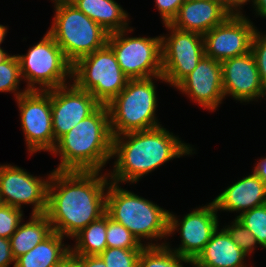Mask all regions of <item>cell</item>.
I'll return each instance as SVG.
<instances>
[{
  "instance_id": "obj_1",
  "label": "cell",
  "mask_w": 266,
  "mask_h": 267,
  "mask_svg": "<svg viewBox=\"0 0 266 267\" xmlns=\"http://www.w3.org/2000/svg\"><path fill=\"white\" fill-rule=\"evenodd\" d=\"M100 173L52 170L45 214L53 231L71 238L106 213L110 180Z\"/></svg>"
},
{
  "instance_id": "obj_2",
  "label": "cell",
  "mask_w": 266,
  "mask_h": 267,
  "mask_svg": "<svg viewBox=\"0 0 266 267\" xmlns=\"http://www.w3.org/2000/svg\"><path fill=\"white\" fill-rule=\"evenodd\" d=\"M123 136V137H122ZM193 148L166 128L127 132L113 137V172L107 173L114 183H137L144 175L164 163L191 155Z\"/></svg>"
},
{
  "instance_id": "obj_3",
  "label": "cell",
  "mask_w": 266,
  "mask_h": 267,
  "mask_svg": "<svg viewBox=\"0 0 266 267\" xmlns=\"http://www.w3.org/2000/svg\"><path fill=\"white\" fill-rule=\"evenodd\" d=\"M113 136L107 105H100L60 137L52 154L61 157L55 171H102L112 157Z\"/></svg>"
},
{
  "instance_id": "obj_4",
  "label": "cell",
  "mask_w": 266,
  "mask_h": 267,
  "mask_svg": "<svg viewBox=\"0 0 266 267\" xmlns=\"http://www.w3.org/2000/svg\"><path fill=\"white\" fill-rule=\"evenodd\" d=\"M118 183L109 182L106 195V213L115 222L122 224L141 242L150 240L146 246H162L165 243H152V240L168 236L169 211L121 188Z\"/></svg>"
},
{
  "instance_id": "obj_5",
  "label": "cell",
  "mask_w": 266,
  "mask_h": 267,
  "mask_svg": "<svg viewBox=\"0 0 266 267\" xmlns=\"http://www.w3.org/2000/svg\"><path fill=\"white\" fill-rule=\"evenodd\" d=\"M156 94L152 77L129 79L125 88L107 104L112 136L161 126L155 117Z\"/></svg>"
},
{
  "instance_id": "obj_6",
  "label": "cell",
  "mask_w": 266,
  "mask_h": 267,
  "mask_svg": "<svg viewBox=\"0 0 266 267\" xmlns=\"http://www.w3.org/2000/svg\"><path fill=\"white\" fill-rule=\"evenodd\" d=\"M54 8V22L48 33L72 65L107 44L109 33L74 4H60Z\"/></svg>"
},
{
  "instance_id": "obj_7",
  "label": "cell",
  "mask_w": 266,
  "mask_h": 267,
  "mask_svg": "<svg viewBox=\"0 0 266 267\" xmlns=\"http://www.w3.org/2000/svg\"><path fill=\"white\" fill-rule=\"evenodd\" d=\"M72 79V83L89 92L101 105L109 104L129 80L108 44L78 59L72 65Z\"/></svg>"
},
{
  "instance_id": "obj_8",
  "label": "cell",
  "mask_w": 266,
  "mask_h": 267,
  "mask_svg": "<svg viewBox=\"0 0 266 267\" xmlns=\"http://www.w3.org/2000/svg\"><path fill=\"white\" fill-rule=\"evenodd\" d=\"M41 39L29 48L26 55H17L27 90L55 89L66 85L68 77L72 78V64L53 37L47 32Z\"/></svg>"
},
{
  "instance_id": "obj_9",
  "label": "cell",
  "mask_w": 266,
  "mask_h": 267,
  "mask_svg": "<svg viewBox=\"0 0 266 267\" xmlns=\"http://www.w3.org/2000/svg\"><path fill=\"white\" fill-rule=\"evenodd\" d=\"M129 28L108 36L107 44L115 53L118 64L129 79L153 78L165 81L162 76V38L127 37Z\"/></svg>"
},
{
  "instance_id": "obj_10",
  "label": "cell",
  "mask_w": 266,
  "mask_h": 267,
  "mask_svg": "<svg viewBox=\"0 0 266 267\" xmlns=\"http://www.w3.org/2000/svg\"><path fill=\"white\" fill-rule=\"evenodd\" d=\"M171 32L162 38V76L176 87L205 56L203 35L163 24Z\"/></svg>"
},
{
  "instance_id": "obj_11",
  "label": "cell",
  "mask_w": 266,
  "mask_h": 267,
  "mask_svg": "<svg viewBox=\"0 0 266 267\" xmlns=\"http://www.w3.org/2000/svg\"><path fill=\"white\" fill-rule=\"evenodd\" d=\"M20 110V120L30 154L41 150L52 152L54 133L50 90H28L15 99Z\"/></svg>"
},
{
  "instance_id": "obj_12",
  "label": "cell",
  "mask_w": 266,
  "mask_h": 267,
  "mask_svg": "<svg viewBox=\"0 0 266 267\" xmlns=\"http://www.w3.org/2000/svg\"><path fill=\"white\" fill-rule=\"evenodd\" d=\"M217 212L213 201L207 206L194 209L185 215L181 221L169 212L168 237L176 230L177 232L180 230L181 235V244L178 248L171 250L192 262L210 241L212 234L219 228Z\"/></svg>"
},
{
  "instance_id": "obj_13",
  "label": "cell",
  "mask_w": 266,
  "mask_h": 267,
  "mask_svg": "<svg viewBox=\"0 0 266 267\" xmlns=\"http://www.w3.org/2000/svg\"><path fill=\"white\" fill-rule=\"evenodd\" d=\"M50 175L45 180L20 167L0 164V195L9 206L22 209L23 204H31V214H45Z\"/></svg>"
},
{
  "instance_id": "obj_14",
  "label": "cell",
  "mask_w": 266,
  "mask_h": 267,
  "mask_svg": "<svg viewBox=\"0 0 266 267\" xmlns=\"http://www.w3.org/2000/svg\"><path fill=\"white\" fill-rule=\"evenodd\" d=\"M258 29L247 17L230 15L223 23L203 35L205 56L222 62L251 51Z\"/></svg>"
},
{
  "instance_id": "obj_15",
  "label": "cell",
  "mask_w": 266,
  "mask_h": 267,
  "mask_svg": "<svg viewBox=\"0 0 266 267\" xmlns=\"http://www.w3.org/2000/svg\"><path fill=\"white\" fill-rule=\"evenodd\" d=\"M54 147L56 141L91 115L101 104L74 83L50 90Z\"/></svg>"
},
{
  "instance_id": "obj_16",
  "label": "cell",
  "mask_w": 266,
  "mask_h": 267,
  "mask_svg": "<svg viewBox=\"0 0 266 267\" xmlns=\"http://www.w3.org/2000/svg\"><path fill=\"white\" fill-rule=\"evenodd\" d=\"M222 85L225 96L235 100L250 102L266 95L253 53L226 59L221 62Z\"/></svg>"
},
{
  "instance_id": "obj_17",
  "label": "cell",
  "mask_w": 266,
  "mask_h": 267,
  "mask_svg": "<svg viewBox=\"0 0 266 267\" xmlns=\"http://www.w3.org/2000/svg\"><path fill=\"white\" fill-rule=\"evenodd\" d=\"M176 88L204 109L216 110L225 98L221 62L204 56Z\"/></svg>"
},
{
  "instance_id": "obj_18",
  "label": "cell",
  "mask_w": 266,
  "mask_h": 267,
  "mask_svg": "<svg viewBox=\"0 0 266 267\" xmlns=\"http://www.w3.org/2000/svg\"><path fill=\"white\" fill-rule=\"evenodd\" d=\"M229 16L218 0H186L170 25L182 31L204 35Z\"/></svg>"
},
{
  "instance_id": "obj_19",
  "label": "cell",
  "mask_w": 266,
  "mask_h": 267,
  "mask_svg": "<svg viewBox=\"0 0 266 267\" xmlns=\"http://www.w3.org/2000/svg\"><path fill=\"white\" fill-rule=\"evenodd\" d=\"M216 210L241 212L266 204V185L254 173L228 186L213 200Z\"/></svg>"
},
{
  "instance_id": "obj_20",
  "label": "cell",
  "mask_w": 266,
  "mask_h": 267,
  "mask_svg": "<svg viewBox=\"0 0 266 267\" xmlns=\"http://www.w3.org/2000/svg\"><path fill=\"white\" fill-rule=\"evenodd\" d=\"M219 230L217 228L212 234L210 241L191 265L193 267H247L244 262L247 255L223 228Z\"/></svg>"
},
{
  "instance_id": "obj_21",
  "label": "cell",
  "mask_w": 266,
  "mask_h": 267,
  "mask_svg": "<svg viewBox=\"0 0 266 267\" xmlns=\"http://www.w3.org/2000/svg\"><path fill=\"white\" fill-rule=\"evenodd\" d=\"M72 4L109 34L129 29L128 13L114 0H75Z\"/></svg>"
},
{
  "instance_id": "obj_22",
  "label": "cell",
  "mask_w": 266,
  "mask_h": 267,
  "mask_svg": "<svg viewBox=\"0 0 266 267\" xmlns=\"http://www.w3.org/2000/svg\"><path fill=\"white\" fill-rule=\"evenodd\" d=\"M64 237L52 231L32 250L18 257L14 267H53L70 254V245L63 242Z\"/></svg>"
},
{
  "instance_id": "obj_23",
  "label": "cell",
  "mask_w": 266,
  "mask_h": 267,
  "mask_svg": "<svg viewBox=\"0 0 266 267\" xmlns=\"http://www.w3.org/2000/svg\"><path fill=\"white\" fill-rule=\"evenodd\" d=\"M30 221L20 223L10 237V245L14 259L32 250L53 230L46 214H32Z\"/></svg>"
},
{
  "instance_id": "obj_24",
  "label": "cell",
  "mask_w": 266,
  "mask_h": 267,
  "mask_svg": "<svg viewBox=\"0 0 266 267\" xmlns=\"http://www.w3.org/2000/svg\"><path fill=\"white\" fill-rule=\"evenodd\" d=\"M72 238L76 240L74 248H70L73 255H100L107 248L106 213Z\"/></svg>"
},
{
  "instance_id": "obj_25",
  "label": "cell",
  "mask_w": 266,
  "mask_h": 267,
  "mask_svg": "<svg viewBox=\"0 0 266 267\" xmlns=\"http://www.w3.org/2000/svg\"><path fill=\"white\" fill-rule=\"evenodd\" d=\"M168 243L162 246H145L140 253L138 267H183L191 264L187 258L179 256Z\"/></svg>"
},
{
  "instance_id": "obj_26",
  "label": "cell",
  "mask_w": 266,
  "mask_h": 267,
  "mask_svg": "<svg viewBox=\"0 0 266 267\" xmlns=\"http://www.w3.org/2000/svg\"><path fill=\"white\" fill-rule=\"evenodd\" d=\"M106 243L107 248L143 249L146 245L140 243L137 238L122 224L115 222L106 213Z\"/></svg>"
},
{
  "instance_id": "obj_27",
  "label": "cell",
  "mask_w": 266,
  "mask_h": 267,
  "mask_svg": "<svg viewBox=\"0 0 266 267\" xmlns=\"http://www.w3.org/2000/svg\"><path fill=\"white\" fill-rule=\"evenodd\" d=\"M20 65L17 55H10L5 61L0 63V92H12L15 98L24 94L28 90H19L21 80Z\"/></svg>"
},
{
  "instance_id": "obj_28",
  "label": "cell",
  "mask_w": 266,
  "mask_h": 267,
  "mask_svg": "<svg viewBox=\"0 0 266 267\" xmlns=\"http://www.w3.org/2000/svg\"><path fill=\"white\" fill-rule=\"evenodd\" d=\"M257 238L258 245L266 249V204L235 217Z\"/></svg>"
},
{
  "instance_id": "obj_29",
  "label": "cell",
  "mask_w": 266,
  "mask_h": 267,
  "mask_svg": "<svg viewBox=\"0 0 266 267\" xmlns=\"http://www.w3.org/2000/svg\"><path fill=\"white\" fill-rule=\"evenodd\" d=\"M142 249L106 248L100 257L107 267H138Z\"/></svg>"
},
{
  "instance_id": "obj_30",
  "label": "cell",
  "mask_w": 266,
  "mask_h": 267,
  "mask_svg": "<svg viewBox=\"0 0 266 267\" xmlns=\"http://www.w3.org/2000/svg\"><path fill=\"white\" fill-rule=\"evenodd\" d=\"M223 229L247 256L255 250L257 238L236 218Z\"/></svg>"
},
{
  "instance_id": "obj_31",
  "label": "cell",
  "mask_w": 266,
  "mask_h": 267,
  "mask_svg": "<svg viewBox=\"0 0 266 267\" xmlns=\"http://www.w3.org/2000/svg\"><path fill=\"white\" fill-rule=\"evenodd\" d=\"M20 208L5 204L0 208V237L10 239L23 220Z\"/></svg>"
},
{
  "instance_id": "obj_32",
  "label": "cell",
  "mask_w": 266,
  "mask_h": 267,
  "mask_svg": "<svg viewBox=\"0 0 266 267\" xmlns=\"http://www.w3.org/2000/svg\"><path fill=\"white\" fill-rule=\"evenodd\" d=\"M251 52L256 61L262 85L266 89V34L257 30L253 36Z\"/></svg>"
},
{
  "instance_id": "obj_33",
  "label": "cell",
  "mask_w": 266,
  "mask_h": 267,
  "mask_svg": "<svg viewBox=\"0 0 266 267\" xmlns=\"http://www.w3.org/2000/svg\"><path fill=\"white\" fill-rule=\"evenodd\" d=\"M186 0H155L156 7L164 24H170Z\"/></svg>"
},
{
  "instance_id": "obj_34",
  "label": "cell",
  "mask_w": 266,
  "mask_h": 267,
  "mask_svg": "<svg viewBox=\"0 0 266 267\" xmlns=\"http://www.w3.org/2000/svg\"><path fill=\"white\" fill-rule=\"evenodd\" d=\"M11 263L14 264V267L15 259L12 254L10 239L0 237V267H9Z\"/></svg>"
},
{
  "instance_id": "obj_35",
  "label": "cell",
  "mask_w": 266,
  "mask_h": 267,
  "mask_svg": "<svg viewBox=\"0 0 266 267\" xmlns=\"http://www.w3.org/2000/svg\"><path fill=\"white\" fill-rule=\"evenodd\" d=\"M77 267H107L100 255H76Z\"/></svg>"
},
{
  "instance_id": "obj_36",
  "label": "cell",
  "mask_w": 266,
  "mask_h": 267,
  "mask_svg": "<svg viewBox=\"0 0 266 267\" xmlns=\"http://www.w3.org/2000/svg\"><path fill=\"white\" fill-rule=\"evenodd\" d=\"M223 8L232 16H241L242 5H245L250 0H218ZM245 3V4H244Z\"/></svg>"
},
{
  "instance_id": "obj_37",
  "label": "cell",
  "mask_w": 266,
  "mask_h": 267,
  "mask_svg": "<svg viewBox=\"0 0 266 267\" xmlns=\"http://www.w3.org/2000/svg\"><path fill=\"white\" fill-rule=\"evenodd\" d=\"M254 174H256L266 185V157L261 158L257 165L254 167Z\"/></svg>"
},
{
  "instance_id": "obj_38",
  "label": "cell",
  "mask_w": 266,
  "mask_h": 267,
  "mask_svg": "<svg viewBox=\"0 0 266 267\" xmlns=\"http://www.w3.org/2000/svg\"><path fill=\"white\" fill-rule=\"evenodd\" d=\"M53 267H77L76 255L70 253L60 263L54 265Z\"/></svg>"
},
{
  "instance_id": "obj_39",
  "label": "cell",
  "mask_w": 266,
  "mask_h": 267,
  "mask_svg": "<svg viewBox=\"0 0 266 267\" xmlns=\"http://www.w3.org/2000/svg\"><path fill=\"white\" fill-rule=\"evenodd\" d=\"M256 13L266 18V0H252Z\"/></svg>"
},
{
  "instance_id": "obj_40",
  "label": "cell",
  "mask_w": 266,
  "mask_h": 267,
  "mask_svg": "<svg viewBox=\"0 0 266 267\" xmlns=\"http://www.w3.org/2000/svg\"><path fill=\"white\" fill-rule=\"evenodd\" d=\"M6 33H7V27L0 24V46L3 40L5 39Z\"/></svg>"
},
{
  "instance_id": "obj_41",
  "label": "cell",
  "mask_w": 266,
  "mask_h": 267,
  "mask_svg": "<svg viewBox=\"0 0 266 267\" xmlns=\"http://www.w3.org/2000/svg\"><path fill=\"white\" fill-rule=\"evenodd\" d=\"M10 55L8 53L5 52V50H3L0 47V63H2L3 61H5Z\"/></svg>"
},
{
  "instance_id": "obj_42",
  "label": "cell",
  "mask_w": 266,
  "mask_h": 267,
  "mask_svg": "<svg viewBox=\"0 0 266 267\" xmlns=\"http://www.w3.org/2000/svg\"><path fill=\"white\" fill-rule=\"evenodd\" d=\"M56 5H60V4H70L73 3L75 0H52Z\"/></svg>"
},
{
  "instance_id": "obj_43",
  "label": "cell",
  "mask_w": 266,
  "mask_h": 267,
  "mask_svg": "<svg viewBox=\"0 0 266 267\" xmlns=\"http://www.w3.org/2000/svg\"><path fill=\"white\" fill-rule=\"evenodd\" d=\"M5 205L3 198L0 195V208L3 207Z\"/></svg>"
}]
</instances>
